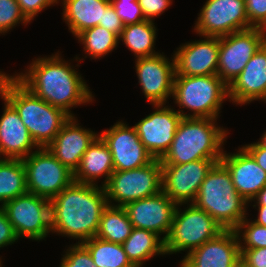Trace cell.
Listing matches in <instances>:
<instances>
[{
	"label": "cell",
	"instance_id": "obj_1",
	"mask_svg": "<svg viewBox=\"0 0 266 267\" xmlns=\"http://www.w3.org/2000/svg\"><path fill=\"white\" fill-rule=\"evenodd\" d=\"M61 57L59 51L49 57H37L25 73L13 76L40 99L75 117L70 109L93 102L94 96L77 68Z\"/></svg>",
	"mask_w": 266,
	"mask_h": 267
},
{
	"label": "cell",
	"instance_id": "obj_2",
	"mask_svg": "<svg viewBox=\"0 0 266 267\" xmlns=\"http://www.w3.org/2000/svg\"><path fill=\"white\" fill-rule=\"evenodd\" d=\"M109 205L101 185L72 182L50 200L51 233L82 243L95 237Z\"/></svg>",
	"mask_w": 266,
	"mask_h": 267
},
{
	"label": "cell",
	"instance_id": "obj_3",
	"mask_svg": "<svg viewBox=\"0 0 266 267\" xmlns=\"http://www.w3.org/2000/svg\"><path fill=\"white\" fill-rule=\"evenodd\" d=\"M0 95L18 112L39 148L47 147L71 117L30 92L13 75L0 71Z\"/></svg>",
	"mask_w": 266,
	"mask_h": 267
},
{
	"label": "cell",
	"instance_id": "obj_4",
	"mask_svg": "<svg viewBox=\"0 0 266 267\" xmlns=\"http://www.w3.org/2000/svg\"><path fill=\"white\" fill-rule=\"evenodd\" d=\"M217 124L214 118H182L168 151L160 159L161 164L221 159L229 132Z\"/></svg>",
	"mask_w": 266,
	"mask_h": 267
},
{
	"label": "cell",
	"instance_id": "obj_5",
	"mask_svg": "<svg viewBox=\"0 0 266 267\" xmlns=\"http://www.w3.org/2000/svg\"><path fill=\"white\" fill-rule=\"evenodd\" d=\"M193 204L207 212L224 230H235L249 215L248 202L236 191L230 172L221 162L208 172Z\"/></svg>",
	"mask_w": 266,
	"mask_h": 267
},
{
	"label": "cell",
	"instance_id": "obj_6",
	"mask_svg": "<svg viewBox=\"0 0 266 267\" xmlns=\"http://www.w3.org/2000/svg\"><path fill=\"white\" fill-rule=\"evenodd\" d=\"M172 97L179 109L193 112L178 109L183 118L218 119L223 101L229 99V87L218 75L175 76Z\"/></svg>",
	"mask_w": 266,
	"mask_h": 267
},
{
	"label": "cell",
	"instance_id": "obj_7",
	"mask_svg": "<svg viewBox=\"0 0 266 267\" xmlns=\"http://www.w3.org/2000/svg\"><path fill=\"white\" fill-rule=\"evenodd\" d=\"M180 206L182 204L176 207L172 227L165 240L166 255L187 251L186 256L224 231L215 219L193 203L187 204L184 210Z\"/></svg>",
	"mask_w": 266,
	"mask_h": 267
},
{
	"label": "cell",
	"instance_id": "obj_8",
	"mask_svg": "<svg viewBox=\"0 0 266 267\" xmlns=\"http://www.w3.org/2000/svg\"><path fill=\"white\" fill-rule=\"evenodd\" d=\"M103 187L109 205L116 207L159 194L162 191L161 161L154 159L137 169L115 170Z\"/></svg>",
	"mask_w": 266,
	"mask_h": 267
},
{
	"label": "cell",
	"instance_id": "obj_9",
	"mask_svg": "<svg viewBox=\"0 0 266 267\" xmlns=\"http://www.w3.org/2000/svg\"><path fill=\"white\" fill-rule=\"evenodd\" d=\"M29 193L53 199L73 181V172L63 165L47 147L38 148L22 159Z\"/></svg>",
	"mask_w": 266,
	"mask_h": 267
},
{
	"label": "cell",
	"instance_id": "obj_10",
	"mask_svg": "<svg viewBox=\"0 0 266 267\" xmlns=\"http://www.w3.org/2000/svg\"><path fill=\"white\" fill-rule=\"evenodd\" d=\"M2 208L19 239L42 241L50 235L49 199L27 192L6 202Z\"/></svg>",
	"mask_w": 266,
	"mask_h": 267
},
{
	"label": "cell",
	"instance_id": "obj_11",
	"mask_svg": "<svg viewBox=\"0 0 266 267\" xmlns=\"http://www.w3.org/2000/svg\"><path fill=\"white\" fill-rule=\"evenodd\" d=\"M266 41V30L250 28L219 37L217 75L229 87Z\"/></svg>",
	"mask_w": 266,
	"mask_h": 267
},
{
	"label": "cell",
	"instance_id": "obj_12",
	"mask_svg": "<svg viewBox=\"0 0 266 267\" xmlns=\"http://www.w3.org/2000/svg\"><path fill=\"white\" fill-rule=\"evenodd\" d=\"M195 22L193 30L199 36L223 37L253 28L245 0H206Z\"/></svg>",
	"mask_w": 266,
	"mask_h": 267
},
{
	"label": "cell",
	"instance_id": "obj_13",
	"mask_svg": "<svg viewBox=\"0 0 266 267\" xmlns=\"http://www.w3.org/2000/svg\"><path fill=\"white\" fill-rule=\"evenodd\" d=\"M221 159H201L185 164H162V191L177 205L193 203L201 183Z\"/></svg>",
	"mask_w": 266,
	"mask_h": 267
},
{
	"label": "cell",
	"instance_id": "obj_14",
	"mask_svg": "<svg viewBox=\"0 0 266 267\" xmlns=\"http://www.w3.org/2000/svg\"><path fill=\"white\" fill-rule=\"evenodd\" d=\"M128 125L123 120L117 121L112 127L99 133L109 147L114 170L117 171L137 169L154 160L140 141L134 126Z\"/></svg>",
	"mask_w": 266,
	"mask_h": 267
},
{
	"label": "cell",
	"instance_id": "obj_15",
	"mask_svg": "<svg viewBox=\"0 0 266 267\" xmlns=\"http://www.w3.org/2000/svg\"><path fill=\"white\" fill-rule=\"evenodd\" d=\"M166 104H152L154 111L134 125L140 141L154 157L161 159L168 151L182 116Z\"/></svg>",
	"mask_w": 266,
	"mask_h": 267
},
{
	"label": "cell",
	"instance_id": "obj_16",
	"mask_svg": "<svg viewBox=\"0 0 266 267\" xmlns=\"http://www.w3.org/2000/svg\"><path fill=\"white\" fill-rule=\"evenodd\" d=\"M166 56L162 52L135 59L138 83L149 104H166L173 95L175 59L174 56L171 60Z\"/></svg>",
	"mask_w": 266,
	"mask_h": 267
},
{
	"label": "cell",
	"instance_id": "obj_17",
	"mask_svg": "<svg viewBox=\"0 0 266 267\" xmlns=\"http://www.w3.org/2000/svg\"><path fill=\"white\" fill-rule=\"evenodd\" d=\"M177 204L174 203L163 191L154 196L139 199L126 204L130 222L134 228L149 230L165 241L168 237Z\"/></svg>",
	"mask_w": 266,
	"mask_h": 267
},
{
	"label": "cell",
	"instance_id": "obj_18",
	"mask_svg": "<svg viewBox=\"0 0 266 267\" xmlns=\"http://www.w3.org/2000/svg\"><path fill=\"white\" fill-rule=\"evenodd\" d=\"M174 51L175 76L217 75L219 37L201 36Z\"/></svg>",
	"mask_w": 266,
	"mask_h": 267
},
{
	"label": "cell",
	"instance_id": "obj_19",
	"mask_svg": "<svg viewBox=\"0 0 266 267\" xmlns=\"http://www.w3.org/2000/svg\"><path fill=\"white\" fill-rule=\"evenodd\" d=\"M240 261L237 233L235 230H224L184 256L180 264L183 267H235Z\"/></svg>",
	"mask_w": 266,
	"mask_h": 267
},
{
	"label": "cell",
	"instance_id": "obj_20",
	"mask_svg": "<svg viewBox=\"0 0 266 267\" xmlns=\"http://www.w3.org/2000/svg\"><path fill=\"white\" fill-rule=\"evenodd\" d=\"M77 117H70L55 139L47 146L50 152L73 173L78 168L83 154L99 136L78 123Z\"/></svg>",
	"mask_w": 266,
	"mask_h": 267
},
{
	"label": "cell",
	"instance_id": "obj_21",
	"mask_svg": "<svg viewBox=\"0 0 266 267\" xmlns=\"http://www.w3.org/2000/svg\"><path fill=\"white\" fill-rule=\"evenodd\" d=\"M262 100L266 103V41L229 86V101L237 105Z\"/></svg>",
	"mask_w": 266,
	"mask_h": 267
},
{
	"label": "cell",
	"instance_id": "obj_22",
	"mask_svg": "<svg viewBox=\"0 0 266 267\" xmlns=\"http://www.w3.org/2000/svg\"><path fill=\"white\" fill-rule=\"evenodd\" d=\"M236 153L224 151L220 162L230 172L236 191L248 202L266 185V172L241 146Z\"/></svg>",
	"mask_w": 266,
	"mask_h": 267
},
{
	"label": "cell",
	"instance_id": "obj_23",
	"mask_svg": "<svg viewBox=\"0 0 266 267\" xmlns=\"http://www.w3.org/2000/svg\"><path fill=\"white\" fill-rule=\"evenodd\" d=\"M0 98L4 101V110L0 117V159L22 160L39 147L15 108L1 95Z\"/></svg>",
	"mask_w": 266,
	"mask_h": 267
},
{
	"label": "cell",
	"instance_id": "obj_24",
	"mask_svg": "<svg viewBox=\"0 0 266 267\" xmlns=\"http://www.w3.org/2000/svg\"><path fill=\"white\" fill-rule=\"evenodd\" d=\"M114 171L109 147L98 136L83 154L78 168L73 173V179L78 183L98 185L96 181L105 177L101 184L104 186Z\"/></svg>",
	"mask_w": 266,
	"mask_h": 267
},
{
	"label": "cell",
	"instance_id": "obj_25",
	"mask_svg": "<svg viewBox=\"0 0 266 267\" xmlns=\"http://www.w3.org/2000/svg\"><path fill=\"white\" fill-rule=\"evenodd\" d=\"M61 2L63 20L75 37L89 28L102 24L103 13L111 4L110 0H61Z\"/></svg>",
	"mask_w": 266,
	"mask_h": 267
},
{
	"label": "cell",
	"instance_id": "obj_26",
	"mask_svg": "<svg viewBox=\"0 0 266 267\" xmlns=\"http://www.w3.org/2000/svg\"><path fill=\"white\" fill-rule=\"evenodd\" d=\"M122 246L128 259L135 267H143V264L154 256L166 255L165 241L149 230L133 228Z\"/></svg>",
	"mask_w": 266,
	"mask_h": 267
},
{
	"label": "cell",
	"instance_id": "obj_27",
	"mask_svg": "<svg viewBox=\"0 0 266 267\" xmlns=\"http://www.w3.org/2000/svg\"><path fill=\"white\" fill-rule=\"evenodd\" d=\"M154 24V21L144 20L124 26L119 42L122 41L125 47L134 53L136 59L160 54L154 50L157 35V28Z\"/></svg>",
	"mask_w": 266,
	"mask_h": 267
},
{
	"label": "cell",
	"instance_id": "obj_28",
	"mask_svg": "<svg viewBox=\"0 0 266 267\" xmlns=\"http://www.w3.org/2000/svg\"><path fill=\"white\" fill-rule=\"evenodd\" d=\"M133 228V224L130 222L126 210L123 207L108 205L100 218L95 237L117 244H123L130 236Z\"/></svg>",
	"mask_w": 266,
	"mask_h": 267
},
{
	"label": "cell",
	"instance_id": "obj_29",
	"mask_svg": "<svg viewBox=\"0 0 266 267\" xmlns=\"http://www.w3.org/2000/svg\"><path fill=\"white\" fill-rule=\"evenodd\" d=\"M26 171L21 159H0V206L27 193Z\"/></svg>",
	"mask_w": 266,
	"mask_h": 267
},
{
	"label": "cell",
	"instance_id": "obj_30",
	"mask_svg": "<svg viewBox=\"0 0 266 267\" xmlns=\"http://www.w3.org/2000/svg\"><path fill=\"white\" fill-rule=\"evenodd\" d=\"M82 244L88 249L97 267H135L124 252L122 244L98 237L88 239Z\"/></svg>",
	"mask_w": 266,
	"mask_h": 267
},
{
	"label": "cell",
	"instance_id": "obj_31",
	"mask_svg": "<svg viewBox=\"0 0 266 267\" xmlns=\"http://www.w3.org/2000/svg\"><path fill=\"white\" fill-rule=\"evenodd\" d=\"M83 44V51L91 59H101L118 47L119 37L100 26L81 32L76 39Z\"/></svg>",
	"mask_w": 266,
	"mask_h": 267
},
{
	"label": "cell",
	"instance_id": "obj_32",
	"mask_svg": "<svg viewBox=\"0 0 266 267\" xmlns=\"http://www.w3.org/2000/svg\"><path fill=\"white\" fill-rule=\"evenodd\" d=\"M235 232L240 249L266 248V227L256 224L247 217L238 225Z\"/></svg>",
	"mask_w": 266,
	"mask_h": 267
},
{
	"label": "cell",
	"instance_id": "obj_33",
	"mask_svg": "<svg viewBox=\"0 0 266 267\" xmlns=\"http://www.w3.org/2000/svg\"><path fill=\"white\" fill-rule=\"evenodd\" d=\"M20 23L30 22L22 14L17 0H0V34L5 35Z\"/></svg>",
	"mask_w": 266,
	"mask_h": 267
},
{
	"label": "cell",
	"instance_id": "obj_34",
	"mask_svg": "<svg viewBox=\"0 0 266 267\" xmlns=\"http://www.w3.org/2000/svg\"><path fill=\"white\" fill-rule=\"evenodd\" d=\"M59 267H97L88 249L82 243L67 247Z\"/></svg>",
	"mask_w": 266,
	"mask_h": 267
},
{
	"label": "cell",
	"instance_id": "obj_35",
	"mask_svg": "<svg viewBox=\"0 0 266 267\" xmlns=\"http://www.w3.org/2000/svg\"><path fill=\"white\" fill-rule=\"evenodd\" d=\"M124 26L140 23L145 19L138 0H110Z\"/></svg>",
	"mask_w": 266,
	"mask_h": 267
},
{
	"label": "cell",
	"instance_id": "obj_36",
	"mask_svg": "<svg viewBox=\"0 0 266 267\" xmlns=\"http://www.w3.org/2000/svg\"><path fill=\"white\" fill-rule=\"evenodd\" d=\"M245 4L249 24L266 30V0H245Z\"/></svg>",
	"mask_w": 266,
	"mask_h": 267
},
{
	"label": "cell",
	"instance_id": "obj_37",
	"mask_svg": "<svg viewBox=\"0 0 266 267\" xmlns=\"http://www.w3.org/2000/svg\"><path fill=\"white\" fill-rule=\"evenodd\" d=\"M17 2L22 14L29 22H32L42 10L59 3L58 0H17Z\"/></svg>",
	"mask_w": 266,
	"mask_h": 267
},
{
	"label": "cell",
	"instance_id": "obj_38",
	"mask_svg": "<svg viewBox=\"0 0 266 267\" xmlns=\"http://www.w3.org/2000/svg\"><path fill=\"white\" fill-rule=\"evenodd\" d=\"M173 0H138L142 13L146 20L154 21L172 5Z\"/></svg>",
	"mask_w": 266,
	"mask_h": 267
},
{
	"label": "cell",
	"instance_id": "obj_39",
	"mask_svg": "<svg viewBox=\"0 0 266 267\" xmlns=\"http://www.w3.org/2000/svg\"><path fill=\"white\" fill-rule=\"evenodd\" d=\"M244 267H266V248L240 249Z\"/></svg>",
	"mask_w": 266,
	"mask_h": 267
},
{
	"label": "cell",
	"instance_id": "obj_40",
	"mask_svg": "<svg viewBox=\"0 0 266 267\" xmlns=\"http://www.w3.org/2000/svg\"><path fill=\"white\" fill-rule=\"evenodd\" d=\"M18 240L19 238L17 237L13 226L9 222L7 214L0 206V248L12 245ZM0 264H2L1 257Z\"/></svg>",
	"mask_w": 266,
	"mask_h": 267
},
{
	"label": "cell",
	"instance_id": "obj_41",
	"mask_svg": "<svg viewBox=\"0 0 266 267\" xmlns=\"http://www.w3.org/2000/svg\"><path fill=\"white\" fill-rule=\"evenodd\" d=\"M98 26L111 31L118 37H120L122 30L124 29L123 22L111 4L105 9V13H103L102 17V24H99Z\"/></svg>",
	"mask_w": 266,
	"mask_h": 267
},
{
	"label": "cell",
	"instance_id": "obj_42",
	"mask_svg": "<svg viewBox=\"0 0 266 267\" xmlns=\"http://www.w3.org/2000/svg\"><path fill=\"white\" fill-rule=\"evenodd\" d=\"M256 161V163L266 172V148L258 142L242 146Z\"/></svg>",
	"mask_w": 266,
	"mask_h": 267
},
{
	"label": "cell",
	"instance_id": "obj_43",
	"mask_svg": "<svg viewBox=\"0 0 266 267\" xmlns=\"http://www.w3.org/2000/svg\"><path fill=\"white\" fill-rule=\"evenodd\" d=\"M258 211V216L256 219L252 220L258 225L266 227V206H252Z\"/></svg>",
	"mask_w": 266,
	"mask_h": 267
},
{
	"label": "cell",
	"instance_id": "obj_44",
	"mask_svg": "<svg viewBox=\"0 0 266 267\" xmlns=\"http://www.w3.org/2000/svg\"><path fill=\"white\" fill-rule=\"evenodd\" d=\"M252 206H266V185L258 192V194L250 201Z\"/></svg>",
	"mask_w": 266,
	"mask_h": 267
},
{
	"label": "cell",
	"instance_id": "obj_45",
	"mask_svg": "<svg viewBox=\"0 0 266 267\" xmlns=\"http://www.w3.org/2000/svg\"><path fill=\"white\" fill-rule=\"evenodd\" d=\"M260 140V141H259ZM258 140V143L266 148V131L263 133L261 138Z\"/></svg>",
	"mask_w": 266,
	"mask_h": 267
},
{
	"label": "cell",
	"instance_id": "obj_46",
	"mask_svg": "<svg viewBox=\"0 0 266 267\" xmlns=\"http://www.w3.org/2000/svg\"><path fill=\"white\" fill-rule=\"evenodd\" d=\"M235 267H244V265L240 262V263L237 264Z\"/></svg>",
	"mask_w": 266,
	"mask_h": 267
}]
</instances>
